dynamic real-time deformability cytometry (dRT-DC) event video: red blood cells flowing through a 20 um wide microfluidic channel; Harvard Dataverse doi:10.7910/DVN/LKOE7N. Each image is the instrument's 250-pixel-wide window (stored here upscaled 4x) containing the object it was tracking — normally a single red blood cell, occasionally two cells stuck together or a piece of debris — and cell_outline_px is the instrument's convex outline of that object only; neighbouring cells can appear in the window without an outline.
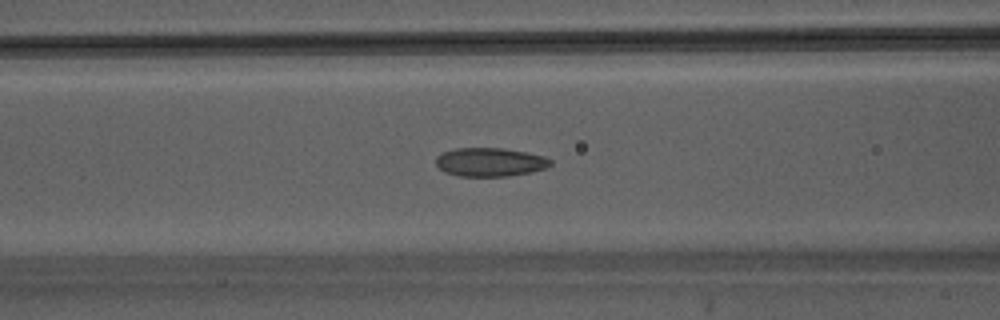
{"species": "Egyptian fruit bat (a non-hibernating species)", "species_latin": "Rousettus aegyptiacus", "temperature_condition": "warm", "stored_images_in_passage": 46, "segment_of_instrument_passage": [1, 2], "camera_frame_rate_fps": 3000, "um_per_image_px": 0.085, "animal": {"sex": "male"}, "frame": {"image": 1, "passage_image": 19, "time_ms": 6.0, "image_size_px": [1000, 320], "cell_outline_px": [[552, 164], [548, 168], [532, 172], [508, 176], [460, 176], [444, 172], [436, 164], [436, 156], [440, 152], [456, 148], [504, 148], [544, 156], [552, 160]], "centroid_in_image_um": [41.65, 13.78], "position_along_channel_um": 124.9, "area_um2": 19.31}}
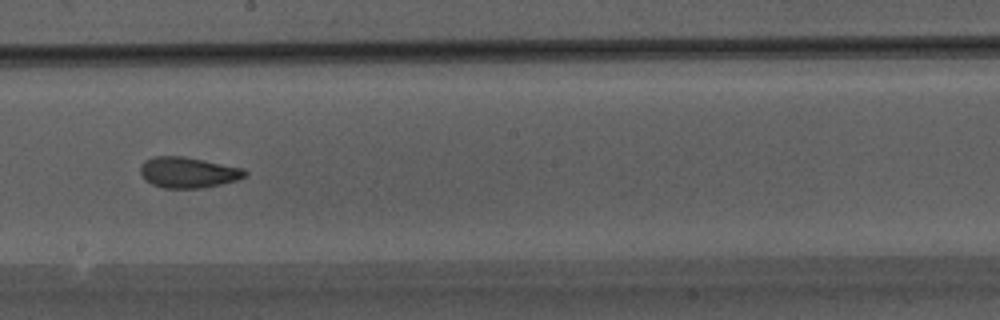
{"frame": {"image": 2, "passage_image": 26, "time_ms": 8.333, "image_size_px": [1000, 320], "cell_outline_px": [[248, 172], [244, 176], [236, 180], [204, 188], [164, 188], [152, 184], [144, 180], [140, 172], [140, 164], [144, 160], [156, 156], [184, 156], [244, 168]], "centroid_in_image_um": [15.96, 14.65], "position_along_channel_um": 232.2, "area_um2": 18.84}}
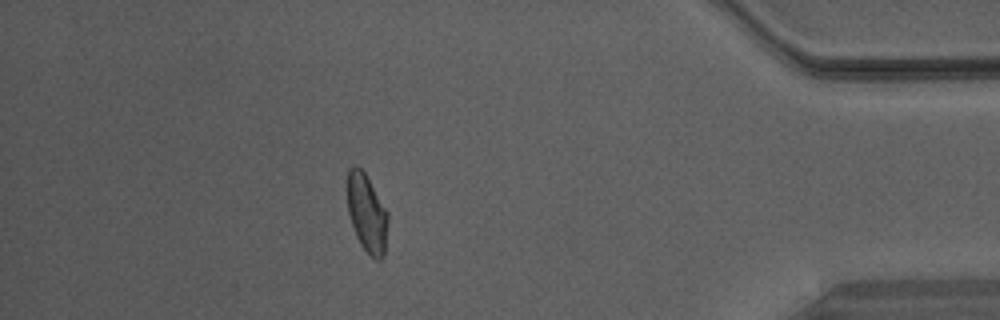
{"frame": {"image": 3, "passage_image": 40, "time_ms": 13.0, "image_size_px": [1000, 320], "cell_outline_px": [[388, 220], [384, 256], [380, 260], [376, 260], [360, 244], [356, 236], [348, 212], [348, 168], [352, 164], [356, 164], [364, 172], [388, 212]], "centroid_in_image_um": [31.19, 18.11], "position_along_channel_um": 404.0, "area_um2": 18.32}}